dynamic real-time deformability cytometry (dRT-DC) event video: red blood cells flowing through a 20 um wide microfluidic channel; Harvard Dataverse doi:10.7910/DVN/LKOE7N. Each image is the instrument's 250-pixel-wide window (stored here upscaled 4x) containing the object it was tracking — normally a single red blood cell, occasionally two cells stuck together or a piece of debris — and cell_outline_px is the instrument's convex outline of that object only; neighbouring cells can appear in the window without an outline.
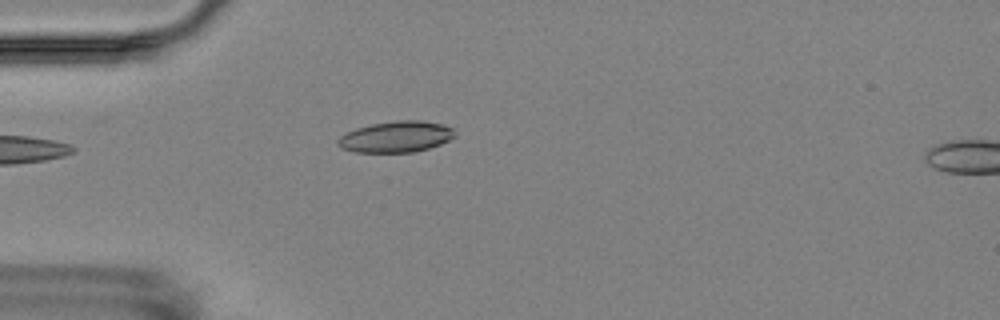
{"species": "Egyptian fruit bat (a non-hibernating species)", "species_latin": "Rousettus aegyptiacus", "temperature_condition": "room temperature", "stored_images_in_passage": 3, "camera_frame_rate_fps": 3000, "um_per_image_px": 0.085, "animal": {"sex": "female"}, "frame": {"image": 1, "passage_image": 3, "time_ms": 2.0, "image_size_px": [1000, 320], "cell_outline_px": [[456, 136], [440, 144], [416, 152], [356, 152], [340, 148], [336, 144], [336, 140], [340, 136], [356, 128], [372, 124], [396, 120], [420, 120], [444, 124], [452, 128]], "centroid_in_image_um": [33.65, 11.62], "position_along_channel_um": 51.3, "area_um2": 21.27}}